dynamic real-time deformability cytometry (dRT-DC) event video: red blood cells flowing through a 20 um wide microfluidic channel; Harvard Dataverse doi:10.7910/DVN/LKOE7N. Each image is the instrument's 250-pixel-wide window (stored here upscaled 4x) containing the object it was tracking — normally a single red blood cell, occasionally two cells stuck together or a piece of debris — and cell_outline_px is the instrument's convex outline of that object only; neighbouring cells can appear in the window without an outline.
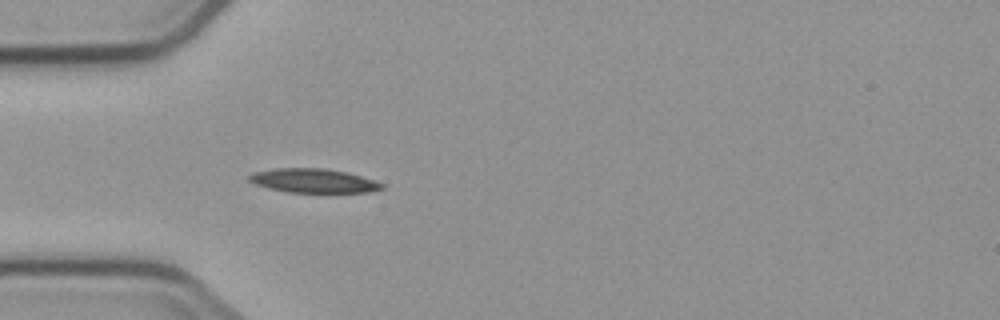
{"species": "common noctule bat (a hibernating species)", "species_latin": "Nyctalus noctula", "temperature_condition": "cold", "stored_images_in_passage": 2, "camera_frame_rate_fps": 3000, "um_per_image_px": 0.085, "animal": {"sex": "male", "body_mass_g": 23.1, "forearm_length_mm": 52.7}, "frame": {"image": 1, "passage_image": 2, "time_ms": 2.0, "image_size_px": [1000, 320], "cell_outline_px": [[384, 188], [368, 192], [288, 192], [268, 188], [256, 184], [248, 180], [248, 176], [252, 172], [276, 168], [324, 168], [344, 172], [360, 176], [384, 184]], "centroid_in_image_um": [26.6, 15.36], "position_along_channel_um": 58.4, "area_um2": 18.38}}